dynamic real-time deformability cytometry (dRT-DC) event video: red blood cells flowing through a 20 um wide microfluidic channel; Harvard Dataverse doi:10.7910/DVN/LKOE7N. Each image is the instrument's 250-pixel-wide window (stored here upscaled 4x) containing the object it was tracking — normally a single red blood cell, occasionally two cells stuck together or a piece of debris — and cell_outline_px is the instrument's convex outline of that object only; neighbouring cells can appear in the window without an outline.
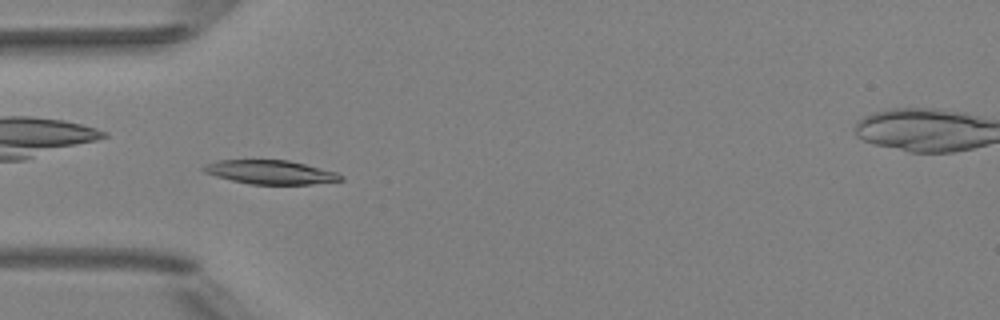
{"species": "Egyptian fruit bat (a non-hibernating species)", "species_latin": "Rousettus aegyptiacus", "temperature_condition": "room temperature", "stored_images_in_passage": 7, "camera_frame_rate_fps": 3000, "um_per_image_px": 0.085, "animal": {"sex": "female"}, "frame": {"image": 1, "passage_image": 5, "time_ms": 5.333, "image_size_px": [1000, 320], "cell_outline_px": [[344, 180], [312, 184], [252, 184], [232, 180], [216, 176], [204, 172], [200, 168], [204, 164], [216, 160], [288, 160], [336, 172], [344, 176]], "centroid_in_image_um": [22.97, 14.63], "position_along_channel_um": 62.0, "area_um2": 19.02}}
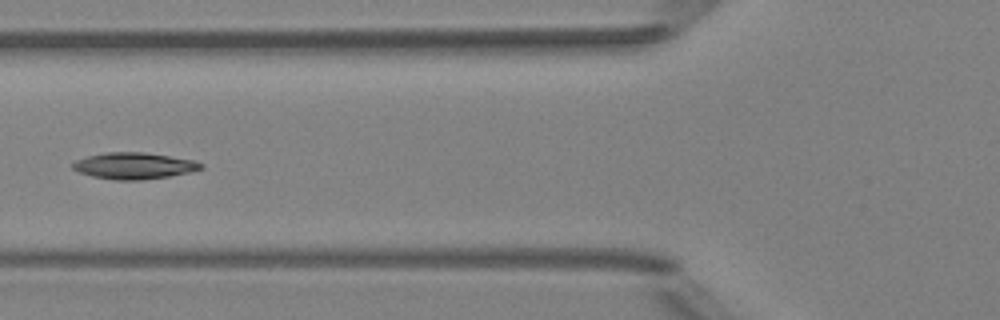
{"frame": {"image": 2, "passage_image": 6, "time_ms": 6.667, "image_size_px": [1000, 320], "cell_outline_px": [[204, 168], [192, 172], [168, 176], [140, 180], [116, 180], [92, 176], [80, 172], [72, 168], [72, 164], [76, 160], [88, 156], [104, 152], [144, 152], [196, 160], [204, 164]], "centroid_in_image_um": [11.44, 14.08], "position_along_channel_um": 114.4, "area_um2": 19.83}}
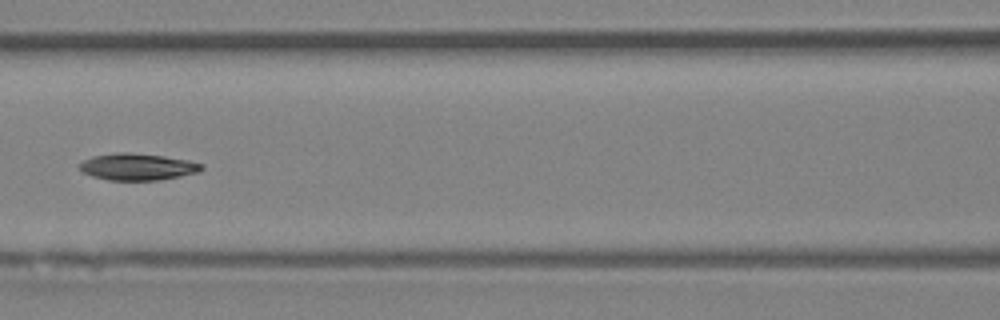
{"frame": {"image": 3, "passage_image": 7, "time_ms": 7.667, "image_size_px": [1000, 320], "cell_outline_px": [[204, 168], [200, 172], [160, 180], [108, 180], [92, 176], [80, 172], [80, 164], [84, 160], [92, 156], [120, 152], [128, 152], [164, 156], [188, 160], [204, 164]], "centroid_in_image_um": [11.71, 14.18], "position_along_channel_um": 154.9, "area_um2": 19.13}}